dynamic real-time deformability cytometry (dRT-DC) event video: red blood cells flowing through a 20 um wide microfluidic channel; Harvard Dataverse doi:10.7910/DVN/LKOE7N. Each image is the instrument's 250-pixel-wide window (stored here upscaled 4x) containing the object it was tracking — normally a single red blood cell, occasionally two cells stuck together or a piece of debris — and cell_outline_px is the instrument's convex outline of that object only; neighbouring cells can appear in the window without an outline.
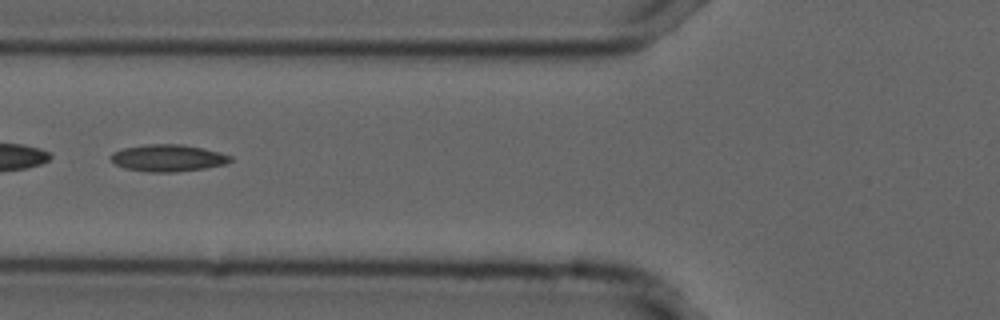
{"species": "common noctule bat (a hibernating species)", "species_latin": "Nyctalus noctula", "temperature_condition": "cold", "stored_images_in_passage": 40, "camera_frame_rate_fps": 3000, "um_per_image_px": 0.085, "animal": {"sex": "male", "forearm_length_mm": 52.5}, "frame": {"image": 1, "passage_image": 7, "time_ms": 2.0, "image_size_px": [1000, 320], "cell_outline_px": [[232, 160], [228, 164], [204, 168], [176, 172], [148, 172], [124, 168], [116, 164], [108, 156], [112, 152], [124, 148], [148, 144], [180, 144], [220, 152], [232, 156]], "centroid_in_image_um": [14.27, 13.43], "position_along_channel_um": 111.5, "area_um2": 18.79}, "authors_computed_cell_mechanics": {"area_um2": 17.9469, "velocity_mm_per_s": 3.7325, "shape_relaxation_time_tau1_ms": null, "shape_relaxation_time_tau2_ms": 4.7455, "deformation_change_tau1": null, "deformation_change_tau2": 0.1479}}